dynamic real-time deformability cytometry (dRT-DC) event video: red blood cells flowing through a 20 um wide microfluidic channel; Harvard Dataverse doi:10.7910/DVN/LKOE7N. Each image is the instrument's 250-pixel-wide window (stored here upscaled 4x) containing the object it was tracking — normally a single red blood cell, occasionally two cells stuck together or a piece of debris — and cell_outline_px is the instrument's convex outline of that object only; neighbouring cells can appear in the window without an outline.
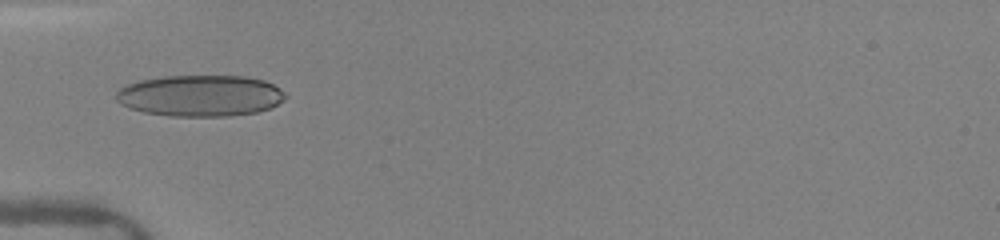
{"species": "human", "species_latin": "Homo sapiens", "temperature_condition": "warm", "stored_images_in_passage": 24, "camera_frame_rate_fps": 3000, "um_per_image_px": 0.085, "donor": {"sex": "female"}, "frame": {"image": 1, "passage_image": 1, "time_ms": 0.0, "image_size_px": [1000, 240], "cell_outline_px": [[288, 96], [284, 100], [272, 108], [256, 112], [228, 116], [172, 116], [144, 112], [120, 104], [116, 100], [116, 92], [120, 88], [128, 84], [140, 80], [164, 76], [248, 76], [264, 80], [280, 88]], "centroid_in_image_um": [17.06, 8.13], "position_along_channel_um": 67.9, "area_um2": 40.92}}
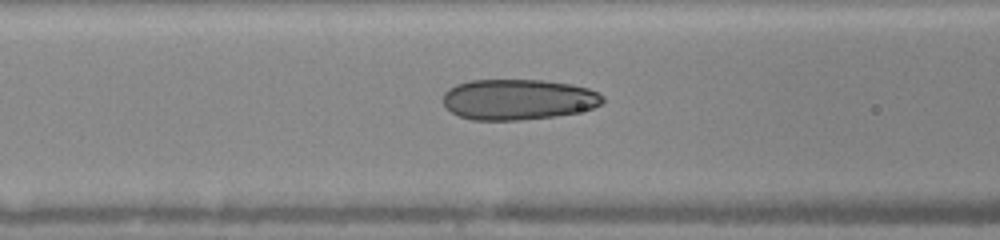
{"frame": {"image": 2, "passage_image": 11, "time_ms": 1.333, "image_size_px": [1000, 240], "cell_outline_px": [[604, 100], [600, 104], [592, 108], [576, 112], [552, 116], [516, 120], [472, 120], [460, 116], [452, 112], [444, 104], [444, 92], [448, 88], [456, 84], [468, 80], [544, 80], [572, 84], [588, 88], [604, 96]], "centroid_in_image_um": [44.02, 8.44], "position_along_channel_um": 122.6, "area_um2": 37.69}}
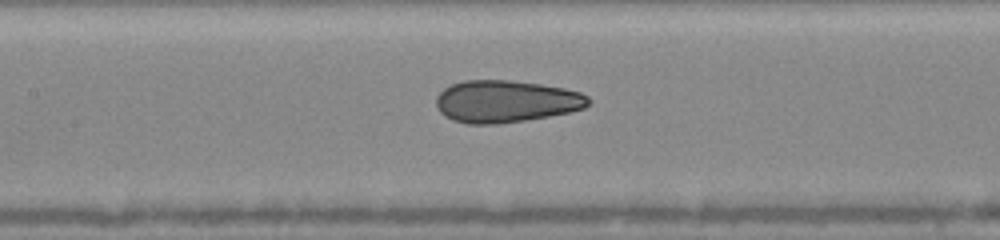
{"frame": {"image": 3, "passage_image": 18, "time_ms": 2.333, "image_size_px": [1000, 240], "cell_outline_px": [[592, 104], [584, 108], [568, 112], [548, 116], [500, 124], [468, 124], [452, 120], [444, 116], [436, 108], [436, 96], [444, 88], [452, 84], [464, 80], [512, 80], [540, 84], [564, 88], [580, 92], [588, 96], [592, 100]], "centroid_in_image_um": [43.0, 8.62], "position_along_channel_um": 164.4, "area_um2": 37.69}}